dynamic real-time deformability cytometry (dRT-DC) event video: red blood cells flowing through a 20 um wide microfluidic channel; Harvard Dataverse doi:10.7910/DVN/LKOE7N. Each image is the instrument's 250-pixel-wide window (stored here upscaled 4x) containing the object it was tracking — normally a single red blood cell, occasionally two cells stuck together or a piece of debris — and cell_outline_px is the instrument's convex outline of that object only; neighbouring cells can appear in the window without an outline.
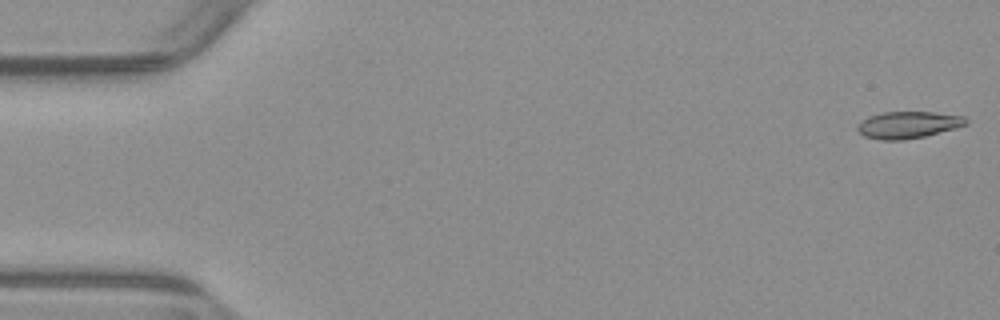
{"species": "common noctule bat (a hibernating species)", "species_latin": "Nyctalus noctula", "temperature_condition": "warm", "stored_images_in_passage": 9, "camera_frame_rate_fps": 3000, "um_per_image_px": 0.085, "animal": {"sex": "male", "body_mass_g": 23.1, "forearm_length_mm": 52.7}, "frame": {"image": 1, "passage_image": 1, "time_ms": 0.0, "image_size_px": [1000, 320], "cell_outline_px": [[968, 124], [956, 128], [924, 136], [904, 140], [880, 140], [864, 136], [856, 128], [856, 124], [868, 116], [884, 112], [932, 112], [964, 116], [968, 120]], "centroid_in_image_um": [77.17, 10.61], "position_along_channel_um": 7.8, "area_um2": 17.05}}